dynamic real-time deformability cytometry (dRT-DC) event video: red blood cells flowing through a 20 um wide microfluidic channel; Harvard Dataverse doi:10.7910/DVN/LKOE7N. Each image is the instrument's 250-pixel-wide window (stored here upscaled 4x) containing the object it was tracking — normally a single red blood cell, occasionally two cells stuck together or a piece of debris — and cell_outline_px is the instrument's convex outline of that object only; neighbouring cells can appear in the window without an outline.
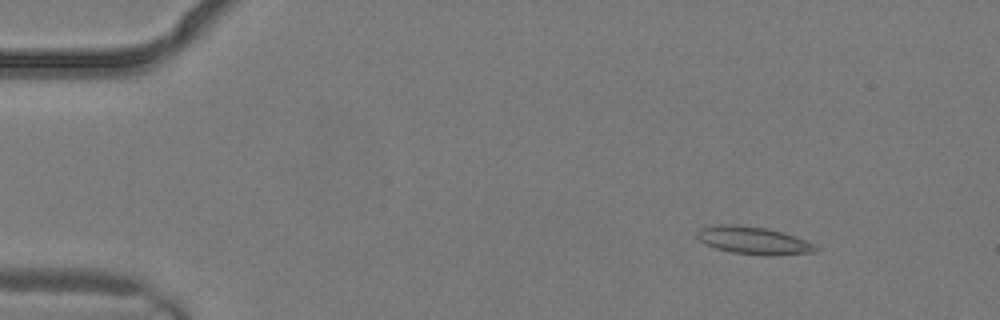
{"species": "common noctule bat (a hibernating species)", "species_latin": "Nyctalus noctula", "temperature_condition": "warm", "stored_images_in_passage": 2, "camera_frame_rate_fps": 3000, "um_per_image_px": 0.085, "animal": {"sex": "male", "body_mass_g": 19.2, "forearm_length_mm": 51.8}, "frame": {"image": 1, "passage_image": 1, "time_ms": 0.0, "image_size_px": [1000, 320], "cell_outline_px": [[820, 248], [816, 252], [732, 252], [716, 248], [700, 240], [696, 236], [696, 232], [700, 228], [716, 224], [736, 224], [764, 228], [784, 232], [796, 236], [816, 244]], "centroid_in_image_um": [63.99, 20.36], "position_along_channel_um": 21.0, "area_um2": 17.98}}